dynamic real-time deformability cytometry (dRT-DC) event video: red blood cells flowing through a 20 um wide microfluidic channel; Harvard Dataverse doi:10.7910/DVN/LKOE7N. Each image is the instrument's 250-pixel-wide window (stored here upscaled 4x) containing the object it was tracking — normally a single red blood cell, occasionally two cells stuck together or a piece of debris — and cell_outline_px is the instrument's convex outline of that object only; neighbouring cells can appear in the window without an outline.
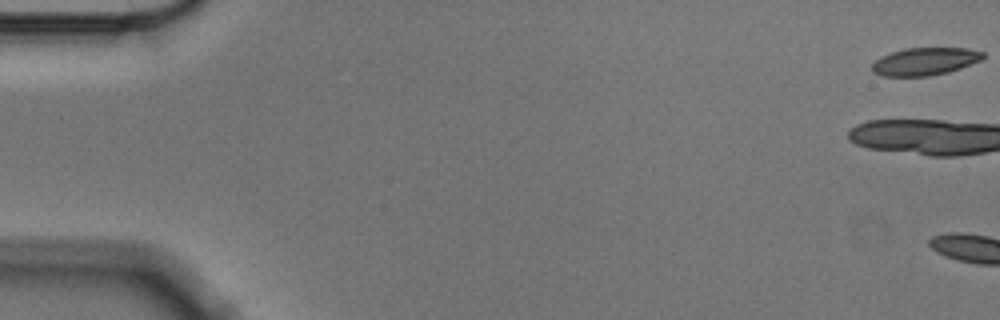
{"species": "Egyptian fruit bat (a non-hibernating species)", "species_latin": "Rousettus aegyptiacus", "temperature_condition": "cold", "stored_images_in_passage": 4, "camera_frame_rate_fps": 3000, "um_per_image_px": 0.085, "animal": {"sex": "male"}, "frame": {"image": 1, "passage_image": 1, "time_ms": 0.0, "image_size_px": [1000, 320], "cell_outline_px": [[984, 56], [980, 60], [960, 68], [948, 72], [928, 76], [884, 76], [872, 72], [872, 64], [880, 56], [904, 48], [968, 48], [984, 52]], "centroid_in_image_um": [78.6, 5.22], "position_along_channel_um": 6.4, "area_um2": 17.8}}